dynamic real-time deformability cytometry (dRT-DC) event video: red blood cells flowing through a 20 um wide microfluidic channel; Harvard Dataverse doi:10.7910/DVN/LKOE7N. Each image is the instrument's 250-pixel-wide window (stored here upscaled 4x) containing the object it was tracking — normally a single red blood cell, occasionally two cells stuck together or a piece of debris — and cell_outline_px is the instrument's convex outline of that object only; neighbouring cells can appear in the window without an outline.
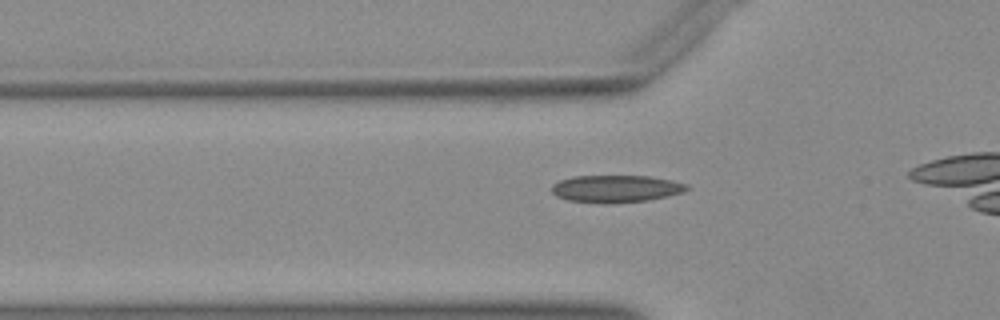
{"species": "Egyptian fruit bat (a non-hibernating species)", "species_latin": "Rousettus aegyptiacus", "temperature_condition": "warm", "stored_images_in_passage": 25, "camera_frame_rate_fps": 3000, "um_per_image_px": 0.085, "animal": {"sex": "female"}, "frame": {"image": 1, "passage_image": 10, "time_ms": 3.0, "image_size_px": [1000, 320], "cell_outline_px": [[688, 188], [680, 192], [648, 200], [604, 204], [568, 200], [556, 196], [552, 192], [552, 184], [560, 180], [572, 176], [648, 176], [672, 180], [688, 184]], "centroid_in_image_um": [52.29, 16.04], "position_along_channel_um": 73.5, "area_um2": 21.33}}
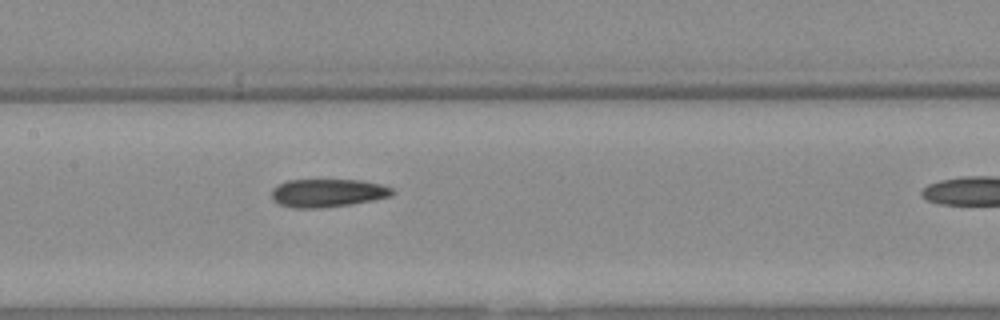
{"frame": {"image": 2, "passage_image": 18, "time_ms": 5.667, "image_size_px": [1000, 320], "cell_outline_px": [[396, 192], [392, 196], [352, 204], [320, 208], [296, 208], [280, 204], [272, 200], [272, 188], [288, 180], [360, 180], [380, 184], [392, 188]], "centroid_in_image_um": [27.87, 16.4], "position_along_channel_um": 179.5, "area_um2": 19.77}}
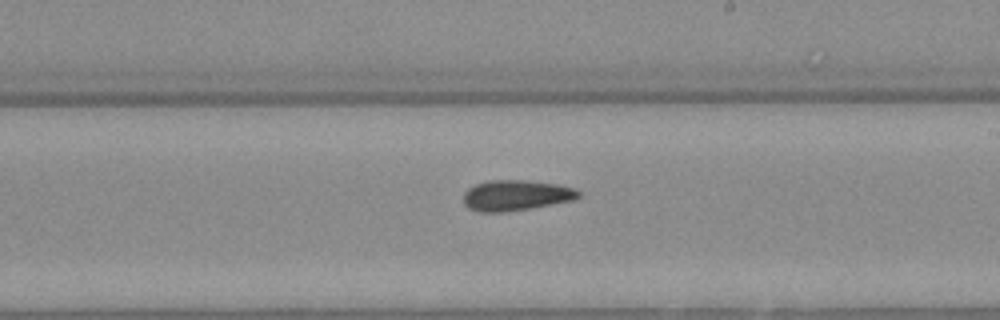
{"frame": {"image": 3, "passage_image": 23, "time_ms": 7.333, "image_size_px": [1000, 320], "cell_outline_px": [[580, 196], [572, 200], [532, 208], [504, 212], [480, 212], [468, 208], [464, 204], [464, 192], [468, 188], [476, 184], [488, 180], [524, 180], [556, 184], [576, 188], [580, 192]], "centroid_in_image_um": [43.84, 16.6], "position_along_channel_um": 245.2, "area_um2": 20.52}}